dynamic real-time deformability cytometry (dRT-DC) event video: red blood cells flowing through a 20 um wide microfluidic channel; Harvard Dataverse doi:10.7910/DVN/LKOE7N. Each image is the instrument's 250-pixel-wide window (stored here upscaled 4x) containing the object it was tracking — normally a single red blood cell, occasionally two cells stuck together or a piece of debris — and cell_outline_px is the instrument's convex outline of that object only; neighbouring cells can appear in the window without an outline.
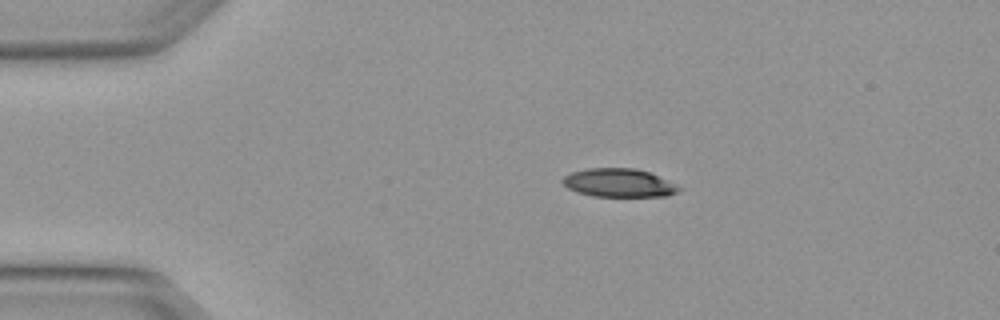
{"species": "Egyptian fruit bat (a non-hibernating species)", "species_latin": "Rousettus aegyptiacus", "temperature_condition": "warm", "stored_images_in_passage": 2, "camera_frame_rate_fps": 3000, "um_per_image_px": 0.085, "animal": {"sex": "female"}, "frame": {"image": 1, "passage_image": 1, "time_ms": 0.0, "image_size_px": [1000, 320], "cell_outline_px": [[680, 188], [676, 192], [668, 196], [592, 196], [576, 192], [568, 188], [560, 180], [564, 176], [572, 172], [588, 168], [636, 168], [648, 172]], "centroid_in_image_um": [52.51, 15.54], "position_along_channel_um": 32.5, "area_um2": 18.9}}